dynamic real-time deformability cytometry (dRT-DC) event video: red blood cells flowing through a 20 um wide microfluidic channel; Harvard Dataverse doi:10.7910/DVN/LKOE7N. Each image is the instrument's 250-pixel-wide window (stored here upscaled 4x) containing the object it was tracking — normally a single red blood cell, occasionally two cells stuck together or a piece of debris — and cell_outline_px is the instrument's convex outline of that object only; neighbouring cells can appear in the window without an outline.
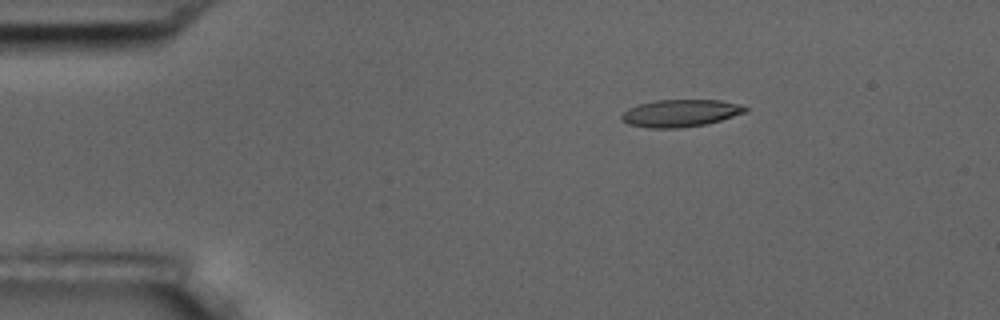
{"species": "common noctule bat (a hibernating species)", "species_latin": "Nyctalus noctula", "temperature_condition": "room temperature", "stored_images_in_passage": 6, "segment_of_instrument_passage": [1, 2], "camera_frame_rate_fps": 3000, "um_per_image_px": 0.085, "animal": {"sex": "male", "body_mass_g": 17.5, "forearm_length_mm": 52.3}, "frame": {"image": 1, "passage_image": 3, "time_ms": 2.333, "image_size_px": [1000, 320], "cell_outline_px": [[748, 108], [744, 112], [720, 120], [704, 124], [680, 128], [648, 128], [628, 124], [620, 120], [620, 116], [628, 108], [640, 104], [656, 100], [720, 100], [740, 104]], "centroid_in_image_um": [57.78, 9.62], "position_along_channel_um": 27.2, "area_um2": 19.54}}